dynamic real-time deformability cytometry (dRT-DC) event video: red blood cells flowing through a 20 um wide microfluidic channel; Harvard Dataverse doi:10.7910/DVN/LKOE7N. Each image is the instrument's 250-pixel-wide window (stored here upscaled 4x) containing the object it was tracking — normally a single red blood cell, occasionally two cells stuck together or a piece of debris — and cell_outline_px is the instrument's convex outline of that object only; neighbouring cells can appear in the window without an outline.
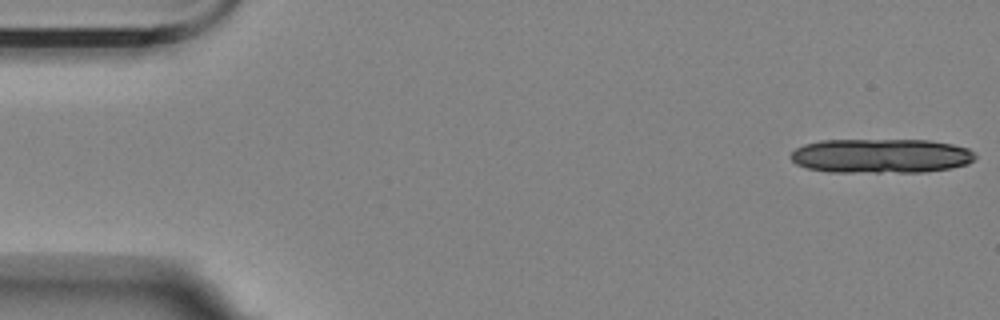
{"species": "Egyptian fruit bat (a non-hibernating species)", "species_latin": "Rousettus aegyptiacus", "temperature_condition": "room temperature", "stored_images_in_passage": 4, "camera_frame_rate_fps": 3000, "um_per_image_px": 0.085, "animal": {"sex": "female"}, "frame": {"image": 1, "passage_image": 1, "time_ms": 0.0, "image_size_px": [1000, 320], "cell_outline_px": [[976, 160], [968, 164], [952, 168], [924, 172], [828, 172], [808, 168], [796, 164], [792, 160], [792, 152], [796, 148], [804, 144], [820, 140], [928, 140], [952, 144], [968, 148], [976, 152]], "centroid_in_image_um": [74.93, 13.25], "position_along_channel_um": 10.1, "area_um2": 37.28}}